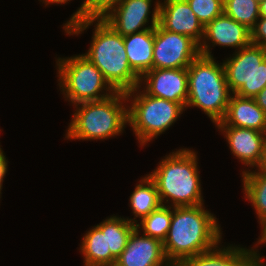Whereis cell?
I'll return each mask as SVG.
<instances>
[{
	"label": "cell",
	"instance_id": "20",
	"mask_svg": "<svg viewBox=\"0 0 266 266\" xmlns=\"http://www.w3.org/2000/svg\"><path fill=\"white\" fill-rule=\"evenodd\" d=\"M129 201L134 218L129 219L127 217V219L133 224L138 223L136 218L141 220L162 205L156 184L148 174L139 180V184L135 186Z\"/></svg>",
	"mask_w": 266,
	"mask_h": 266
},
{
	"label": "cell",
	"instance_id": "23",
	"mask_svg": "<svg viewBox=\"0 0 266 266\" xmlns=\"http://www.w3.org/2000/svg\"><path fill=\"white\" fill-rule=\"evenodd\" d=\"M171 218L172 207L161 205L141 219L140 223H136L135 226L136 229L142 230L144 235L158 239L163 243L170 228Z\"/></svg>",
	"mask_w": 266,
	"mask_h": 266
},
{
	"label": "cell",
	"instance_id": "8",
	"mask_svg": "<svg viewBox=\"0 0 266 266\" xmlns=\"http://www.w3.org/2000/svg\"><path fill=\"white\" fill-rule=\"evenodd\" d=\"M232 55L223 60L230 92L255 97L266 86V49L250 43Z\"/></svg>",
	"mask_w": 266,
	"mask_h": 266
},
{
	"label": "cell",
	"instance_id": "11",
	"mask_svg": "<svg viewBox=\"0 0 266 266\" xmlns=\"http://www.w3.org/2000/svg\"><path fill=\"white\" fill-rule=\"evenodd\" d=\"M141 85L143 91L149 96L180 103L186 109L188 99L187 68H153L140 78L139 86Z\"/></svg>",
	"mask_w": 266,
	"mask_h": 266
},
{
	"label": "cell",
	"instance_id": "31",
	"mask_svg": "<svg viewBox=\"0 0 266 266\" xmlns=\"http://www.w3.org/2000/svg\"><path fill=\"white\" fill-rule=\"evenodd\" d=\"M260 17L266 18V0H259Z\"/></svg>",
	"mask_w": 266,
	"mask_h": 266
},
{
	"label": "cell",
	"instance_id": "19",
	"mask_svg": "<svg viewBox=\"0 0 266 266\" xmlns=\"http://www.w3.org/2000/svg\"><path fill=\"white\" fill-rule=\"evenodd\" d=\"M80 252L83 254L84 266H112L116 258L107 252L106 219L93 226L83 236Z\"/></svg>",
	"mask_w": 266,
	"mask_h": 266
},
{
	"label": "cell",
	"instance_id": "13",
	"mask_svg": "<svg viewBox=\"0 0 266 266\" xmlns=\"http://www.w3.org/2000/svg\"><path fill=\"white\" fill-rule=\"evenodd\" d=\"M142 235V236H141ZM140 235L139 229H134L128 243L120 256L116 266H172L166 259L163 243L153 237Z\"/></svg>",
	"mask_w": 266,
	"mask_h": 266
},
{
	"label": "cell",
	"instance_id": "4",
	"mask_svg": "<svg viewBox=\"0 0 266 266\" xmlns=\"http://www.w3.org/2000/svg\"><path fill=\"white\" fill-rule=\"evenodd\" d=\"M126 102V93L116 92L100 101L75 105L76 110L65 138L97 141L122 134L128 125V102L127 105L124 104Z\"/></svg>",
	"mask_w": 266,
	"mask_h": 266
},
{
	"label": "cell",
	"instance_id": "32",
	"mask_svg": "<svg viewBox=\"0 0 266 266\" xmlns=\"http://www.w3.org/2000/svg\"><path fill=\"white\" fill-rule=\"evenodd\" d=\"M40 2L43 1L42 3H44L46 6L50 5V4H66L69 3L71 0H39ZM69 1V2H68Z\"/></svg>",
	"mask_w": 266,
	"mask_h": 266
},
{
	"label": "cell",
	"instance_id": "17",
	"mask_svg": "<svg viewBox=\"0 0 266 266\" xmlns=\"http://www.w3.org/2000/svg\"><path fill=\"white\" fill-rule=\"evenodd\" d=\"M215 126H234L266 133V113L254 98L231 94L224 118Z\"/></svg>",
	"mask_w": 266,
	"mask_h": 266
},
{
	"label": "cell",
	"instance_id": "6",
	"mask_svg": "<svg viewBox=\"0 0 266 266\" xmlns=\"http://www.w3.org/2000/svg\"><path fill=\"white\" fill-rule=\"evenodd\" d=\"M141 88L137 86L126 92V99L131 102L128 105V125L143 147L168 130L185 108L180 103L149 96Z\"/></svg>",
	"mask_w": 266,
	"mask_h": 266
},
{
	"label": "cell",
	"instance_id": "18",
	"mask_svg": "<svg viewBox=\"0 0 266 266\" xmlns=\"http://www.w3.org/2000/svg\"><path fill=\"white\" fill-rule=\"evenodd\" d=\"M124 46L129 65L140 78L153 69L154 28L124 36Z\"/></svg>",
	"mask_w": 266,
	"mask_h": 266
},
{
	"label": "cell",
	"instance_id": "9",
	"mask_svg": "<svg viewBox=\"0 0 266 266\" xmlns=\"http://www.w3.org/2000/svg\"><path fill=\"white\" fill-rule=\"evenodd\" d=\"M200 55L199 44L192 38L164 29L154 28L153 68H187Z\"/></svg>",
	"mask_w": 266,
	"mask_h": 266
},
{
	"label": "cell",
	"instance_id": "33",
	"mask_svg": "<svg viewBox=\"0 0 266 266\" xmlns=\"http://www.w3.org/2000/svg\"><path fill=\"white\" fill-rule=\"evenodd\" d=\"M261 169H266V133L264 138L263 158L260 165Z\"/></svg>",
	"mask_w": 266,
	"mask_h": 266
},
{
	"label": "cell",
	"instance_id": "1",
	"mask_svg": "<svg viewBox=\"0 0 266 266\" xmlns=\"http://www.w3.org/2000/svg\"><path fill=\"white\" fill-rule=\"evenodd\" d=\"M96 22V23H95ZM94 25L88 58L103 74L116 92H128L139 86L140 77L132 70L124 46V36L118 34L102 18H84L68 24L67 35H79Z\"/></svg>",
	"mask_w": 266,
	"mask_h": 266
},
{
	"label": "cell",
	"instance_id": "25",
	"mask_svg": "<svg viewBox=\"0 0 266 266\" xmlns=\"http://www.w3.org/2000/svg\"><path fill=\"white\" fill-rule=\"evenodd\" d=\"M121 0H83L78 10L71 15L63 29L70 23L84 18H102Z\"/></svg>",
	"mask_w": 266,
	"mask_h": 266
},
{
	"label": "cell",
	"instance_id": "2",
	"mask_svg": "<svg viewBox=\"0 0 266 266\" xmlns=\"http://www.w3.org/2000/svg\"><path fill=\"white\" fill-rule=\"evenodd\" d=\"M216 219L203 205L172 207L170 228L163 242L166 259L172 266L221 242V226Z\"/></svg>",
	"mask_w": 266,
	"mask_h": 266
},
{
	"label": "cell",
	"instance_id": "29",
	"mask_svg": "<svg viewBox=\"0 0 266 266\" xmlns=\"http://www.w3.org/2000/svg\"><path fill=\"white\" fill-rule=\"evenodd\" d=\"M259 222V224L261 225L260 227H261V229H262V231H261V234H260V237H259V239H258V242H257V244H255L256 246H254V248H253V250L258 254V252H259V249H257L258 248V245L260 246V245H263V244H265L266 245V216L265 217H263L260 221H258ZM257 247V248H256Z\"/></svg>",
	"mask_w": 266,
	"mask_h": 266
},
{
	"label": "cell",
	"instance_id": "22",
	"mask_svg": "<svg viewBox=\"0 0 266 266\" xmlns=\"http://www.w3.org/2000/svg\"><path fill=\"white\" fill-rule=\"evenodd\" d=\"M136 228L127 218L110 216L106 219L107 252L117 259L125 249L132 231Z\"/></svg>",
	"mask_w": 266,
	"mask_h": 266
},
{
	"label": "cell",
	"instance_id": "24",
	"mask_svg": "<svg viewBox=\"0 0 266 266\" xmlns=\"http://www.w3.org/2000/svg\"><path fill=\"white\" fill-rule=\"evenodd\" d=\"M223 13L251 30L260 18L259 0H224Z\"/></svg>",
	"mask_w": 266,
	"mask_h": 266
},
{
	"label": "cell",
	"instance_id": "26",
	"mask_svg": "<svg viewBox=\"0 0 266 266\" xmlns=\"http://www.w3.org/2000/svg\"><path fill=\"white\" fill-rule=\"evenodd\" d=\"M186 2L204 27L224 11V0H186Z\"/></svg>",
	"mask_w": 266,
	"mask_h": 266
},
{
	"label": "cell",
	"instance_id": "28",
	"mask_svg": "<svg viewBox=\"0 0 266 266\" xmlns=\"http://www.w3.org/2000/svg\"><path fill=\"white\" fill-rule=\"evenodd\" d=\"M1 146V145H0ZM8 162L6 159V155H4V151L0 147V198H1V190H2V184L4 182V178L6 176L7 170H8Z\"/></svg>",
	"mask_w": 266,
	"mask_h": 266
},
{
	"label": "cell",
	"instance_id": "10",
	"mask_svg": "<svg viewBox=\"0 0 266 266\" xmlns=\"http://www.w3.org/2000/svg\"><path fill=\"white\" fill-rule=\"evenodd\" d=\"M152 1L121 0L102 19L122 36L155 28L159 23L160 0H156L151 18H149ZM149 20L150 25H148Z\"/></svg>",
	"mask_w": 266,
	"mask_h": 266
},
{
	"label": "cell",
	"instance_id": "21",
	"mask_svg": "<svg viewBox=\"0 0 266 266\" xmlns=\"http://www.w3.org/2000/svg\"><path fill=\"white\" fill-rule=\"evenodd\" d=\"M243 190L246 200L254 207L258 220L266 216V169L242 171Z\"/></svg>",
	"mask_w": 266,
	"mask_h": 266
},
{
	"label": "cell",
	"instance_id": "15",
	"mask_svg": "<svg viewBox=\"0 0 266 266\" xmlns=\"http://www.w3.org/2000/svg\"><path fill=\"white\" fill-rule=\"evenodd\" d=\"M159 24L166 30L188 36L199 45L204 37V26L186 0L160 2Z\"/></svg>",
	"mask_w": 266,
	"mask_h": 266
},
{
	"label": "cell",
	"instance_id": "5",
	"mask_svg": "<svg viewBox=\"0 0 266 266\" xmlns=\"http://www.w3.org/2000/svg\"><path fill=\"white\" fill-rule=\"evenodd\" d=\"M188 107H198L217 124L226 113L231 92L229 90L223 63L215 58L199 55L187 67Z\"/></svg>",
	"mask_w": 266,
	"mask_h": 266
},
{
	"label": "cell",
	"instance_id": "3",
	"mask_svg": "<svg viewBox=\"0 0 266 266\" xmlns=\"http://www.w3.org/2000/svg\"><path fill=\"white\" fill-rule=\"evenodd\" d=\"M197 159V153L189 148L176 149L148 174L156 184L162 205H204Z\"/></svg>",
	"mask_w": 266,
	"mask_h": 266
},
{
	"label": "cell",
	"instance_id": "7",
	"mask_svg": "<svg viewBox=\"0 0 266 266\" xmlns=\"http://www.w3.org/2000/svg\"><path fill=\"white\" fill-rule=\"evenodd\" d=\"M58 85L71 104L100 101L116 93L101 71L83 54L56 60Z\"/></svg>",
	"mask_w": 266,
	"mask_h": 266
},
{
	"label": "cell",
	"instance_id": "30",
	"mask_svg": "<svg viewBox=\"0 0 266 266\" xmlns=\"http://www.w3.org/2000/svg\"><path fill=\"white\" fill-rule=\"evenodd\" d=\"M253 98L256 104L266 113V86Z\"/></svg>",
	"mask_w": 266,
	"mask_h": 266
},
{
	"label": "cell",
	"instance_id": "12",
	"mask_svg": "<svg viewBox=\"0 0 266 266\" xmlns=\"http://www.w3.org/2000/svg\"><path fill=\"white\" fill-rule=\"evenodd\" d=\"M250 43L251 30L223 13L204 27L199 50L201 55L213 57L211 45L236 48L235 51H238Z\"/></svg>",
	"mask_w": 266,
	"mask_h": 266
},
{
	"label": "cell",
	"instance_id": "16",
	"mask_svg": "<svg viewBox=\"0 0 266 266\" xmlns=\"http://www.w3.org/2000/svg\"><path fill=\"white\" fill-rule=\"evenodd\" d=\"M218 243L211 250L184 259L178 266H258V254L240 245L221 247Z\"/></svg>",
	"mask_w": 266,
	"mask_h": 266
},
{
	"label": "cell",
	"instance_id": "27",
	"mask_svg": "<svg viewBox=\"0 0 266 266\" xmlns=\"http://www.w3.org/2000/svg\"><path fill=\"white\" fill-rule=\"evenodd\" d=\"M251 43L266 49V18L260 17L251 29Z\"/></svg>",
	"mask_w": 266,
	"mask_h": 266
},
{
	"label": "cell",
	"instance_id": "34",
	"mask_svg": "<svg viewBox=\"0 0 266 266\" xmlns=\"http://www.w3.org/2000/svg\"><path fill=\"white\" fill-rule=\"evenodd\" d=\"M263 258L264 257L258 253V266H266V262H264L266 260Z\"/></svg>",
	"mask_w": 266,
	"mask_h": 266
},
{
	"label": "cell",
	"instance_id": "14",
	"mask_svg": "<svg viewBox=\"0 0 266 266\" xmlns=\"http://www.w3.org/2000/svg\"><path fill=\"white\" fill-rule=\"evenodd\" d=\"M226 138L229 149L244 166L259 169L263 158L265 133L234 126H216Z\"/></svg>",
	"mask_w": 266,
	"mask_h": 266
}]
</instances>
